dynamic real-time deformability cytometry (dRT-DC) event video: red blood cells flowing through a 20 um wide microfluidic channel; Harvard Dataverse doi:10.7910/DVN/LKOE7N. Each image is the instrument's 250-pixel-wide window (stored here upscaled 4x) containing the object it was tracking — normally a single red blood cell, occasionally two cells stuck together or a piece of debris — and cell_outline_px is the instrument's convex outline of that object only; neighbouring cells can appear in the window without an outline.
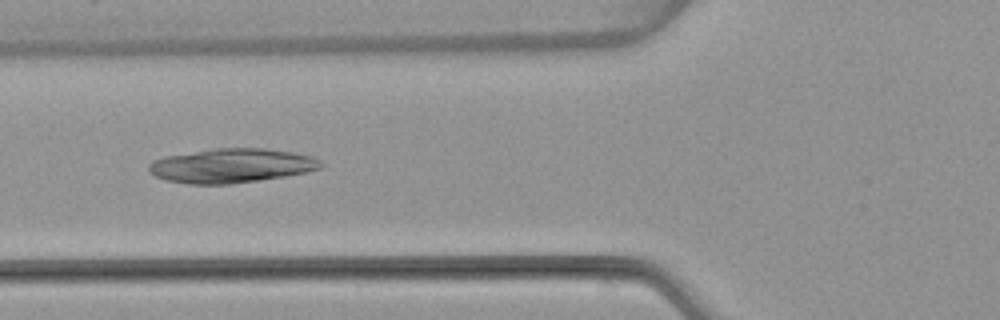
{"species": "common noctule bat (a hibernating species)", "species_latin": "Nyctalus noctula", "temperature_condition": "warm", "stored_images_in_passage": 6, "camera_frame_rate_fps": 3000, "um_per_image_px": 0.085, "animal": {"sex": "female", "body_mass_g": 22.7, "forearm_length_mm": 54.2}, "frame": {"image": 1, "passage_image": 6, "time_ms": 6.0, "image_size_px": [1000, 320], "cell_outline_px": [[324, 168], [308, 172], [284, 176], [232, 184], [188, 184], [164, 180], [148, 172], [148, 164], [152, 160], [164, 156], [216, 148], [264, 148], [292, 152], [312, 156], [320, 160], [324, 164]], "centroid_in_image_um": [19.67, 14.08], "position_along_channel_um": 106.1, "area_um2": 34.62}}